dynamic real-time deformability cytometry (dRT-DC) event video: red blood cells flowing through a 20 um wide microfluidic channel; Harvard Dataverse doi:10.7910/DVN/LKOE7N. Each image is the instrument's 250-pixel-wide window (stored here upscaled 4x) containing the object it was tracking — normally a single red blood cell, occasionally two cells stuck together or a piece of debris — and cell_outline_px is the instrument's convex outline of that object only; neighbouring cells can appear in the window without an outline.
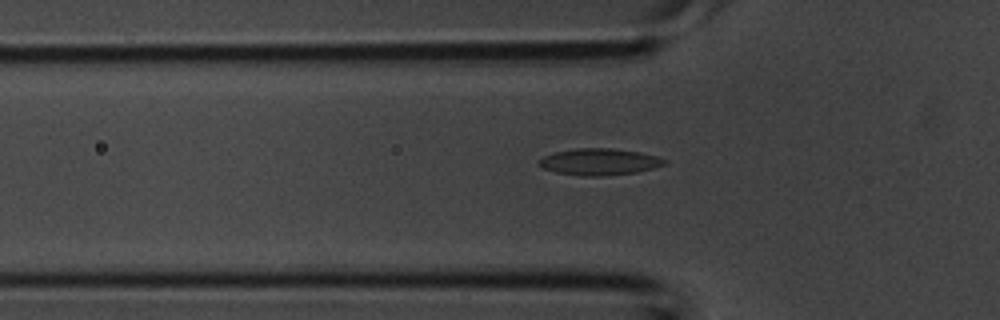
{"species": "common noctule bat (a hibernating species)", "species_latin": "Nyctalus noctula", "temperature_condition": "room temperature", "stored_images_in_passage": 40, "camera_frame_rate_fps": 3000, "um_per_image_px": 0.085, "animal": {"sex": "male", "body_mass_g": 20.1, "forearm_length_mm": 53.5}, "frame": {"image": 1, "passage_image": 12, "time_ms": 3.667, "image_size_px": [1000, 320], "cell_outline_px": [[668, 160], [664, 164], [652, 168], [636, 172], [600, 176], [580, 176], [556, 172], [544, 168], [536, 164], [536, 160], [544, 156], [556, 152], [576, 148], [612, 148], [640, 152], [656, 156]], "centroid_in_image_um": [50.9, 13.75], "position_along_channel_um": 74.9, "area_um2": 19.42}}
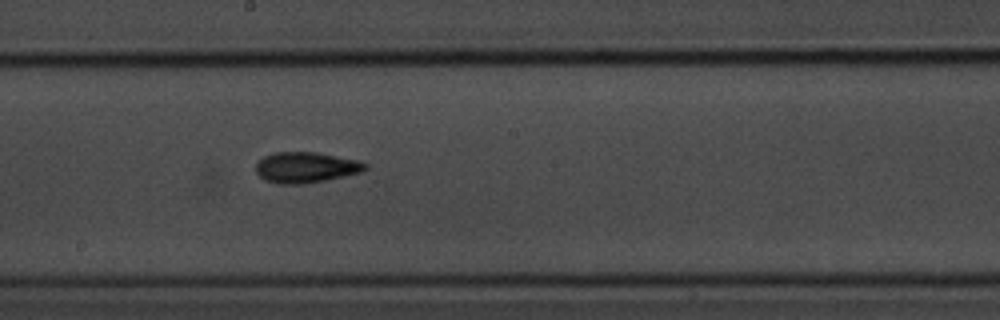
{"frame": {"image": 2, "passage_image": 21, "time_ms": 6.667, "image_size_px": [1000, 320], "cell_outline_px": [[368, 168], [360, 172], [344, 176], [304, 184], [276, 184], [264, 180], [256, 172], [256, 164], [264, 156], [276, 152], [316, 152], [360, 160], [368, 164]], "centroid_in_image_um": [26.0, 14.23], "position_along_channel_um": 222.2, "area_um2": 19.65}}
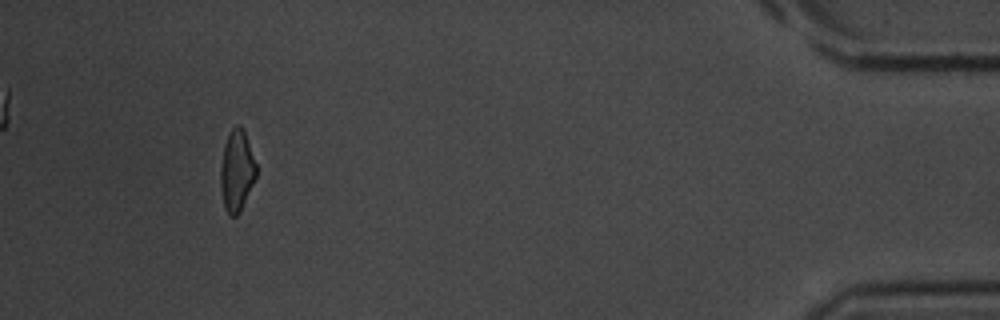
{"frame": {"image": 3, "passage_image": 37, "time_ms": 12.0, "image_size_px": [1000, 320], "cell_outline_px": [[256, 176], [240, 212], [236, 216], [228, 216], [224, 208], [220, 188], [220, 168], [224, 144], [232, 128], [236, 124], [240, 124], [244, 128], [256, 164]], "centroid_in_image_um": [20.11, 14.51], "position_along_channel_um": 415.1, "area_um2": 17.05}}